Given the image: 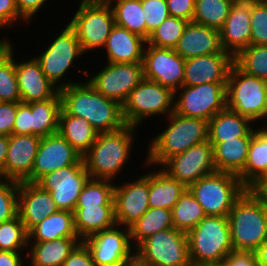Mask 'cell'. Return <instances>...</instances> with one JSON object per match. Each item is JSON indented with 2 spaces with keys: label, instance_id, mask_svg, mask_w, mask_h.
Instances as JSON below:
<instances>
[{
  "label": "cell",
  "instance_id": "obj_2",
  "mask_svg": "<svg viewBox=\"0 0 267 266\" xmlns=\"http://www.w3.org/2000/svg\"><path fill=\"white\" fill-rule=\"evenodd\" d=\"M234 250L255 251L267 239V208L246 189L227 216Z\"/></svg>",
  "mask_w": 267,
  "mask_h": 266
},
{
  "label": "cell",
  "instance_id": "obj_50",
  "mask_svg": "<svg viewBox=\"0 0 267 266\" xmlns=\"http://www.w3.org/2000/svg\"><path fill=\"white\" fill-rule=\"evenodd\" d=\"M169 15L191 22L193 19L195 0H166Z\"/></svg>",
  "mask_w": 267,
  "mask_h": 266
},
{
  "label": "cell",
  "instance_id": "obj_4",
  "mask_svg": "<svg viewBox=\"0 0 267 266\" xmlns=\"http://www.w3.org/2000/svg\"><path fill=\"white\" fill-rule=\"evenodd\" d=\"M169 127L157 136L148 152L147 164H163L174 155L208 140V121L194 117L169 114Z\"/></svg>",
  "mask_w": 267,
  "mask_h": 266
},
{
  "label": "cell",
  "instance_id": "obj_51",
  "mask_svg": "<svg viewBox=\"0 0 267 266\" xmlns=\"http://www.w3.org/2000/svg\"><path fill=\"white\" fill-rule=\"evenodd\" d=\"M62 266H95L90 251L81 241L70 253Z\"/></svg>",
  "mask_w": 267,
  "mask_h": 266
},
{
  "label": "cell",
  "instance_id": "obj_11",
  "mask_svg": "<svg viewBox=\"0 0 267 266\" xmlns=\"http://www.w3.org/2000/svg\"><path fill=\"white\" fill-rule=\"evenodd\" d=\"M227 83H205L196 86L183 85L184 91L174 104V112L187 117L209 121L227 107Z\"/></svg>",
  "mask_w": 267,
  "mask_h": 266
},
{
  "label": "cell",
  "instance_id": "obj_3",
  "mask_svg": "<svg viewBox=\"0 0 267 266\" xmlns=\"http://www.w3.org/2000/svg\"><path fill=\"white\" fill-rule=\"evenodd\" d=\"M135 128L126 125L117 131L98 133L96 141L82 156L90 178L110 181L115 177L129 156Z\"/></svg>",
  "mask_w": 267,
  "mask_h": 266
},
{
  "label": "cell",
  "instance_id": "obj_54",
  "mask_svg": "<svg viewBox=\"0 0 267 266\" xmlns=\"http://www.w3.org/2000/svg\"><path fill=\"white\" fill-rule=\"evenodd\" d=\"M47 0H15L19 14L28 20Z\"/></svg>",
  "mask_w": 267,
  "mask_h": 266
},
{
  "label": "cell",
  "instance_id": "obj_27",
  "mask_svg": "<svg viewBox=\"0 0 267 266\" xmlns=\"http://www.w3.org/2000/svg\"><path fill=\"white\" fill-rule=\"evenodd\" d=\"M249 118L241 116L227 107L208 121V141L223 142L238 137H252L254 130Z\"/></svg>",
  "mask_w": 267,
  "mask_h": 266
},
{
  "label": "cell",
  "instance_id": "obj_16",
  "mask_svg": "<svg viewBox=\"0 0 267 266\" xmlns=\"http://www.w3.org/2000/svg\"><path fill=\"white\" fill-rule=\"evenodd\" d=\"M144 78L158 82L174 93L183 86L185 59L172 48L149 45L144 51Z\"/></svg>",
  "mask_w": 267,
  "mask_h": 266
},
{
  "label": "cell",
  "instance_id": "obj_59",
  "mask_svg": "<svg viewBox=\"0 0 267 266\" xmlns=\"http://www.w3.org/2000/svg\"><path fill=\"white\" fill-rule=\"evenodd\" d=\"M123 266H146L141 264L136 258L134 260H132L131 262H128L127 264L123 265Z\"/></svg>",
  "mask_w": 267,
  "mask_h": 266
},
{
  "label": "cell",
  "instance_id": "obj_35",
  "mask_svg": "<svg viewBox=\"0 0 267 266\" xmlns=\"http://www.w3.org/2000/svg\"><path fill=\"white\" fill-rule=\"evenodd\" d=\"M61 109L60 93L45 101L31 102L32 135L43 138L57 133Z\"/></svg>",
  "mask_w": 267,
  "mask_h": 266
},
{
  "label": "cell",
  "instance_id": "obj_6",
  "mask_svg": "<svg viewBox=\"0 0 267 266\" xmlns=\"http://www.w3.org/2000/svg\"><path fill=\"white\" fill-rule=\"evenodd\" d=\"M206 216L227 217L234 202L247 189L232 173L215 171L188 187Z\"/></svg>",
  "mask_w": 267,
  "mask_h": 266
},
{
  "label": "cell",
  "instance_id": "obj_31",
  "mask_svg": "<svg viewBox=\"0 0 267 266\" xmlns=\"http://www.w3.org/2000/svg\"><path fill=\"white\" fill-rule=\"evenodd\" d=\"M58 132L83 156L96 141L98 132L82 117L67 114L63 109L59 115Z\"/></svg>",
  "mask_w": 267,
  "mask_h": 266
},
{
  "label": "cell",
  "instance_id": "obj_18",
  "mask_svg": "<svg viewBox=\"0 0 267 266\" xmlns=\"http://www.w3.org/2000/svg\"><path fill=\"white\" fill-rule=\"evenodd\" d=\"M80 54H83V50L76 31L68 24L47 50L35 59L47 79L55 85L71 66L74 58Z\"/></svg>",
  "mask_w": 267,
  "mask_h": 266
},
{
  "label": "cell",
  "instance_id": "obj_12",
  "mask_svg": "<svg viewBox=\"0 0 267 266\" xmlns=\"http://www.w3.org/2000/svg\"><path fill=\"white\" fill-rule=\"evenodd\" d=\"M89 178L85 164L75 163L45 175L36 184L51 193L59 210L73 212Z\"/></svg>",
  "mask_w": 267,
  "mask_h": 266
},
{
  "label": "cell",
  "instance_id": "obj_47",
  "mask_svg": "<svg viewBox=\"0 0 267 266\" xmlns=\"http://www.w3.org/2000/svg\"><path fill=\"white\" fill-rule=\"evenodd\" d=\"M141 5L147 25L148 39L149 35L170 15L166 0H141Z\"/></svg>",
  "mask_w": 267,
  "mask_h": 266
},
{
  "label": "cell",
  "instance_id": "obj_55",
  "mask_svg": "<svg viewBox=\"0 0 267 266\" xmlns=\"http://www.w3.org/2000/svg\"><path fill=\"white\" fill-rule=\"evenodd\" d=\"M19 252L0 250V266H22Z\"/></svg>",
  "mask_w": 267,
  "mask_h": 266
},
{
  "label": "cell",
  "instance_id": "obj_60",
  "mask_svg": "<svg viewBox=\"0 0 267 266\" xmlns=\"http://www.w3.org/2000/svg\"><path fill=\"white\" fill-rule=\"evenodd\" d=\"M123 1H127V0H117V3L123 2ZM102 3L111 6V0H104Z\"/></svg>",
  "mask_w": 267,
  "mask_h": 266
},
{
  "label": "cell",
  "instance_id": "obj_25",
  "mask_svg": "<svg viewBox=\"0 0 267 266\" xmlns=\"http://www.w3.org/2000/svg\"><path fill=\"white\" fill-rule=\"evenodd\" d=\"M174 50L185 60L188 58L227 53L220 42V30L188 22Z\"/></svg>",
  "mask_w": 267,
  "mask_h": 266
},
{
  "label": "cell",
  "instance_id": "obj_39",
  "mask_svg": "<svg viewBox=\"0 0 267 266\" xmlns=\"http://www.w3.org/2000/svg\"><path fill=\"white\" fill-rule=\"evenodd\" d=\"M235 0H195L192 21L220 30Z\"/></svg>",
  "mask_w": 267,
  "mask_h": 266
},
{
  "label": "cell",
  "instance_id": "obj_45",
  "mask_svg": "<svg viewBox=\"0 0 267 266\" xmlns=\"http://www.w3.org/2000/svg\"><path fill=\"white\" fill-rule=\"evenodd\" d=\"M250 45H267V0H250Z\"/></svg>",
  "mask_w": 267,
  "mask_h": 266
},
{
  "label": "cell",
  "instance_id": "obj_24",
  "mask_svg": "<svg viewBox=\"0 0 267 266\" xmlns=\"http://www.w3.org/2000/svg\"><path fill=\"white\" fill-rule=\"evenodd\" d=\"M15 69L21 102L45 101L59 93L58 87L47 79L36 59L20 64L15 62Z\"/></svg>",
  "mask_w": 267,
  "mask_h": 266
},
{
  "label": "cell",
  "instance_id": "obj_7",
  "mask_svg": "<svg viewBox=\"0 0 267 266\" xmlns=\"http://www.w3.org/2000/svg\"><path fill=\"white\" fill-rule=\"evenodd\" d=\"M227 108L252 122L264 118L267 110V81L231 65L226 86Z\"/></svg>",
  "mask_w": 267,
  "mask_h": 266
},
{
  "label": "cell",
  "instance_id": "obj_48",
  "mask_svg": "<svg viewBox=\"0 0 267 266\" xmlns=\"http://www.w3.org/2000/svg\"><path fill=\"white\" fill-rule=\"evenodd\" d=\"M31 103L17 102V113L12 134L32 135Z\"/></svg>",
  "mask_w": 267,
  "mask_h": 266
},
{
  "label": "cell",
  "instance_id": "obj_49",
  "mask_svg": "<svg viewBox=\"0 0 267 266\" xmlns=\"http://www.w3.org/2000/svg\"><path fill=\"white\" fill-rule=\"evenodd\" d=\"M17 113V102H0V135H12Z\"/></svg>",
  "mask_w": 267,
  "mask_h": 266
},
{
  "label": "cell",
  "instance_id": "obj_15",
  "mask_svg": "<svg viewBox=\"0 0 267 266\" xmlns=\"http://www.w3.org/2000/svg\"><path fill=\"white\" fill-rule=\"evenodd\" d=\"M162 165L166 166L165 172L170 177L188 188L200 178L216 171L213 146L208 140L196 144L183 153L172 156Z\"/></svg>",
  "mask_w": 267,
  "mask_h": 266
},
{
  "label": "cell",
  "instance_id": "obj_33",
  "mask_svg": "<svg viewBox=\"0 0 267 266\" xmlns=\"http://www.w3.org/2000/svg\"><path fill=\"white\" fill-rule=\"evenodd\" d=\"M33 236H35V242L78 237L74 224V213L66 210H58L44 218L28 232V241H30Z\"/></svg>",
  "mask_w": 267,
  "mask_h": 266
},
{
  "label": "cell",
  "instance_id": "obj_36",
  "mask_svg": "<svg viewBox=\"0 0 267 266\" xmlns=\"http://www.w3.org/2000/svg\"><path fill=\"white\" fill-rule=\"evenodd\" d=\"M172 212L164 208H149L130 227L131 240H137L136 246L149 236L169 228H173Z\"/></svg>",
  "mask_w": 267,
  "mask_h": 266
},
{
  "label": "cell",
  "instance_id": "obj_17",
  "mask_svg": "<svg viewBox=\"0 0 267 266\" xmlns=\"http://www.w3.org/2000/svg\"><path fill=\"white\" fill-rule=\"evenodd\" d=\"M75 163H84L81 154L59 132L43 137L31 171V183H37L45 175Z\"/></svg>",
  "mask_w": 267,
  "mask_h": 266
},
{
  "label": "cell",
  "instance_id": "obj_19",
  "mask_svg": "<svg viewBox=\"0 0 267 266\" xmlns=\"http://www.w3.org/2000/svg\"><path fill=\"white\" fill-rule=\"evenodd\" d=\"M149 209V174L135 182L114 185L115 220L129 228Z\"/></svg>",
  "mask_w": 267,
  "mask_h": 266
},
{
  "label": "cell",
  "instance_id": "obj_21",
  "mask_svg": "<svg viewBox=\"0 0 267 266\" xmlns=\"http://www.w3.org/2000/svg\"><path fill=\"white\" fill-rule=\"evenodd\" d=\"M233 57L229 53H215L185 60L183 85L227 83Z\"/></svg>",
  "mask_w": 267,
  "mask_h": 266
},
{
  "label": "cell",
  "instance_id": "obj_9",
  "mask_svg": "<svg viewBox=\"0 0 267 266\" xmlns=\"http://www.w3.org/2000/svg\"><path fill=\"white\" fill-rule=\"evenodd\" d=\"M174 96L175 93L171 89L144 78L122 104V114L126 125L137 127L141 120L148 116L166 112L173 113Z\"/></svg>",
  "mask_w": 267,
  "mask_h": 266
},
{
  "label": "cell",
  "instance_id": "obj_29",
  "mask_svg": "<svg viewBox=\"0 0 267 266\" xmlns=\"http://www.w3.org/2000/svg\"><path fill=\"white\" fill-rule=\"evenodd\" d=\"M252 137H238L223 142H209L213 146L216 171L238 175L245 166Z\"/></svg>",
  "mask_w": 267,
  "mask_h": 266
},
{
  "label": "cell",
  "instance_id": "obj_8",
  "mask_svg": "<svg viewBox=\"0 0 267 266\" xmlns=\"http://www.w3.org/2000/svg\"><path fill=\"white\" fill-rule=\"evenodd\" d=\"M136 250L135 258L146 266H192L187 233L174 227L149 236Z\"/></svg>",
  "mask_w": 267,
  "mask_h": 266
},
{
  "label": "cell",
  "instance_id": "obj_26",
  "mask_svg": "<svg viewBox=\"0 0 267 266\" xmlns=\"http://www.w3.org/2000/svg\"><path fill=\"white\" fill-rule=\"evenodd\" d=\"M144 43L146 39L115 24L105 45L109 63L143 62Z\"/></svg>",
  "mask_w": 267,
  "mask_h": 266
},
{
  "label": "cell",
  "instance_id": "obj_34",
  "mask_svg": "<svg viewBox=\"0 0 267 266\" xmlns=\"http://www.w3.org/2000/svg\"><path fill=\"white\" fill-rule=\"evenodd\" d=\"M79 237L59 238L35 242L31 248V264L34 266H62L70 253L80 243Z\"/></svg>",
  "mask_w": 267,
  "mask_h": 266
},
{
  "label": "cell",
  "instance_id": "obj_1",
  "mask_svg": "<svg viewBox=\"0 0 267 266\" xmlns=\"http://www.w3.org/2000/svg\"><path fill=\"white\" fill-rule=\"evenodd\" d=\"M58 89L62 109L69 115L82 117L98 133L113 132L126 126L122 105L100 94L88 82L63 83Z\"/></svg>",
  "mask_w": 267,
  "mask_h": 266
},
{
  "label": "cell",
  "instance_id": "obj_62",
  "mask_svg": "<svg viewBox=\"0 0 267 266\" xmlns=\"http://www.w3.org/2000/svg\"><path fill=\"white\" fill-rule=\"evenodd\" d=\"M87 1H91V2H103L104 0H87Z\"/></svg>",
  "mask_w": 267,
  "mask_h": 266
},
{
  "label": "cell",
  "instance_id": "obj_40",
  "mask_svg": "<svg viewBox=\"0 0 267 266\" xmlns=\"http://www.w3.org/2000/svg\"><path fill=\"white\" fill-rule=\"evenodd\" d=\"M115 24L147 40V25L141 0H127L112 7Z\"/></svg>",
  "mask_w": 267,
  "mask_h": 266
},
{
  "label": "cell",
  "instance_id": "obj_10",
  "mask_svg": "<svg viewBox=\"0 0 267 266\" xmlns=\"http://www.w3.org/2000/svg\"><path fill=\"white\" fill-rule=\"evenodd\" d=\"M69 24L75 29L85 52L87 49L105 47L115 20L111 6L102 2L82 0Z\"/></svg>",
  "mask_w": 267,
  "mask_h": 266
},
{
  "label": "cell",
  "instance_id": "obj_28",
  "mask_svg": "<svg viewBox=\"0 0 267 266\" xmlns=\"http://www.w3.org/2000/svg\"><path fill=\"white\" fill-rule=\"evenodd\" d=\"M237 176L247 189L267 176V128L254 131L244 169Z\"/></svg>",
  "mask_w": 267,
  "mask_h": 266
},
{
  "label": "cell",
  "instance_id": "obj_52",
  "mask_svg": "<svg viewBox=\"0 0 267 266\" xmlns=\"http://www.w3.org/2000/svg\"><path fill=\"white\" fill-rule=\"evenodd\" d=\"M225 266H257L254 251L232 250L222 262Z\"/></svg>",
  "mask_w": 267,
  "mask_h": 266
},
{
  "label": "cell",
  "instance_id": "obj_30",
  "mask_svg": "<svg viewBox=\"0 0 267 266\" xmlns=\"http://www.w3.org/2000/svg\"><path fill=\"white\" fill-rule=\"evenodd\" d=\"M73 213L76 232L82 239L117 226L114 206H76Z\"/></svg>",
  "mask_w": 267,
  "mask_h": 266
},
{
  "label": "cell",
  "instance_id": "obj_56",
  "mask_svg": "<svg viewBox=\"0 0 267 266\" xmlns=\"http://www.w3.org/2000/svg\"><path fill=\"white\" fill-rule=\"evenodd\" d=\"M250 189L262 201L263 205L267 208V178L260 179Z\"/></svg>",
  "mask_w": 267,
  "mask_h": 266
},
{
  "label": "cell",
  "instance_id": "obj_42",
  "mask_svg": "<svg viewBox=\"0 0 267 266\" xmlns=\"http://www.w3.org/2000/svg\"><path fill=\"white\" fill-rule=\"evenodd\" d=\"M109 182L111 181L89 178L76 206H114V186Z\"/></svg>",
  "mask_w": 267,
  "mask_h": 266
},
{
  "label": "cell",
  "instance_id": "obj_22",
  "mask_svg": "<svg viewBox=\"0 0 267 266\" xmlns=\"http://www.w3.org/2000/svg\"><path fill=\"white\" fill-rule=\"evenodd\" d=\"M58 210L50 192L36 183L19 182L18 215L27 232Z\"/></svg>",
  "mask_w": 267,
  "mask_h": 266
},
{
  "label": "cell",
  "instance_id": "obj_58",
  "mask_svg": "<svg viewBox=\"0 0 267 266\" xmlns=\"http://www.w3.org/2000/svg\"><path fill=\"white\" fill-rule=\"evenodd\" d=\"M254 252L257 266H267V239Z\"/></svg>",
  "mask_w": 267,
  "mask_h": 266
},
{
  "label": "cell",
  "instance_id": "obj_20",
  "mask_svg": "<svg viewBox=\"0 0 267 266\" xmlns=\"http://www.w3.org/2000/svg\"><path fill=\"white\" fill-rule=\"evenodd\" d=\"M41 137L36 135L9 136L3 177L18 182L31 183V171Z\"/></svg>",
  "mask_w": 267,
  "mask_h": 266
},
{
  "label": "cell",
  "instance_id": "obj_57",
  "mask_svg": "<svg viewBox=\"0 0 267 266\" xmlns=\"http://www.w3.org/2000/svg\"><path fill=\"white\" fill-rule=\"evenodd\" d=\"M8 146H9V136L0 135V173L2 174V176H3V170L7 156Z\"/></svg>",
  "mask_w": 267,
  "mask_h": 266
},
{
  "label": "cell",
  "instance_id": "obj_13",
  "mask_svg": "<svg viewBox=\"0 0 267 266\" xmlns=\"http://www.w3.org/2000/svg\"><path fill=\"white\" fill-rule=\"evenodd\" d=\"M112 228L99 231L81 241L87 246L95 266H123L135 259L131 255V237L126 232Z\"/></svg>",
  "mask_w": 267,
  "mask_h": 266
},
{
  "label": "cell",
  "instance_id": "obj_23",
  "mask_svg": "<svg viewBox=\"0 0 267 266\" xmlns=\"http://www.w3.org/2000/svg\"><path fill=\"white\" fill-rule=\"evenodd\" d=\"M250 37V0H235L229 16L220 29L221 46L234 58L241 50L250 45Z\"/></svg>",
  "mask_w": 267,
  "mask_h": 266
},
{
  "label": "cell",
  "instance_id": "obj_38",
  "mask_svg": "<svg viewBox=\"0 0 267 266\" xmlns=\"http://www.w3.org/2000/svg\"><path fill=\"white\" fill-rule=\"evenodd\" d=\"M174 228L188 233L205 216L202 206L187 188L171 210Z\"/></svg>",
  "mask_w": 267,
  "mask_h": 266
},
{
  "label": "cell",
  "instance_id": "obj_14",
  "mask_svg": "<svg viewBox=\"0 0 267 266\" xmlns=\"http://www.w3.org/2000/svg\"><path fill=\"white\" fill-rule=\"evenodd\" d=\"M144 79L142 62L108 63L88 83L100 94L118 101L121 105L130 92Z\"/></svg>",
  "mask_w": 267,
  "mask_h": 266
},
{
  "label": "cell",
  "instance_id": "obj_41",
  "mask_svg": "<svg viewBox=\"0 0 267 266\" xmlns=\"http://www.w3.org/2000/svg\"><path fill=\"white\" fill-rule=\"evenodd\" d=\"M233 63L244 73L267 81V45H249L233 58Z\"/></svg>",
  "mask_w": 267,
  "mask_h": 266
},
{
  "label": "cell",
  "instance_id": "obj_46",
  "mask_svg": "<svg viewBox=\"0 0 267 266\" xmlns=\"http://www.w3.org/2000/svg\"><path fill=\"white\" fill-rule=\"evenodd\" d=\"M7 181L0 183V223L18 215L19 182L10 179Z\"/></svg>",
  "mask_w": 267,
  "mask_h": 266
},
{
  "label": "cell",
  "instance_id": "obj_43",
  "mask_svg": "<svg viewBox=\"0 0 267 266\" xmlns=\"http://www.w3.org/2000/svg\"><path fill=\"white\" fill-rule=\"evenodd\" d=\"M188 22L182 18L169 16L149 35L147 43L158 48L174 49Z\"/></svg>",
  "mask_w": 267,
  "mask_h": 266
},
{
  "label": "cell",
  "instance_id": "obj_53",
  "mask_svg": "<svg viewBox=\"0 0 267 266\" xmlns=\"http://www.w3.org/2000/svg\"><path fill=\"white\" fill-rule=\"evenodd\" d=\"M21 18L15 0H0V27L12 25L16 18Z\"/></svg>",
  "mask_w": 267,
  "mask_h": 266
},
{
  "label": "cell",
  "instance_id": "obj_32",
  "mask_svg": "<svg viewBox=\"0 0 267 266\" xmlns=\"http://www.w3.org/2000/svg\"><path fill=\"white\" fill-rule=\"evenodd\" d=\"M187 187L165 171L149 174V208L172 210Z\"/></svg>",
  "mask_w": 267,
  "mask_h": 266
},
{
  "label": "cell",
  "instance_id": "obj_37",
  "mask_svg": "<svg viewBox=\"0 0 267 266\" xmlns=\"http://www.w3.org/2000/svg\"><path fill=\"white\" fill-rule=\"evenodd\" d=\"M12 45L8 41L0 44V101L21 102Z\"/></svg>",
  "mask_w": 267,
  "mask_h": 266
},
{
  "label": "cell",
  "instance_id": "obj_61",
  "mask_svg": "<svg viewBox=\"0 0 267 266\" xmlns=\"http://www.w3.org/2000/svg\"><path fill=\"white\" fill-rule=\"evenodd\" d=\"M203 266H225L223 263H216V264H207Z\"/></svg>",
  "mask_w": 267,
  "mask_h": 266
},
{
  "label": "cell",
  "instance_id": "obj_44",
  "mask_svg": "<svg viewBox=\"0 0 267 266\" xmlns=\"http://www.w3.org/2000/svg\"><path fill=\"white\" fill-rule=\"evenodd\" d=\"M28 243V232L19 215L0 223V250L19 252Z\"/></svg>",
  "mask_w": 267,
  "mask_h": 266
},
{
  "label": "cell",
  "instance_id": "obj_5",
  "mask_svg": "<svg viewBox=\"0 0 267 266\" xmlns=\"http://www.w3.org/2000/svg\"><path fill=\"white\" fill-rule=\"evenodd\" d=\"M187 237L192 266L222 263L233 250L227 217L205 216Z\"/></svg>",
  "mask_w": 267,
  "mask_h": 266
}]
</instances>
